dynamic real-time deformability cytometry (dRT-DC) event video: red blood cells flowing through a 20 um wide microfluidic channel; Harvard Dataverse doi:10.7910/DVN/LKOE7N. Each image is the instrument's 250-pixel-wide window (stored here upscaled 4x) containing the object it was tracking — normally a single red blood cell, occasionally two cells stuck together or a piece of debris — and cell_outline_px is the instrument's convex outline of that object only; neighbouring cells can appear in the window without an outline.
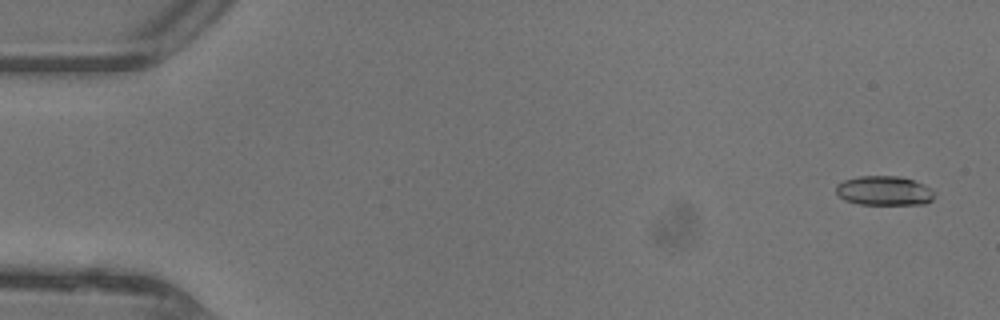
{"species": "common noctule bat (a hibernating species)", "species_latin": "Nyctalus noctula", "temperature_condition": "warm", "stored_images_in_passage": 14, "camera_frame_rate_fps": 3000, "um_per_image_px": 0.085, "animal": {"sex": "female"}, "frame": {"image": 1, "passage_image": 2, "time_ms": 0.333, "image_size_px": [1000, 320], "cell_outline_px": [[932, 200], [924, 204], [860, 204], [844, 200], [836, 192], [836, 184], [844, 180], [860, 176], [896, 176], [912, 180], [924, 184], [932, 192]], "centroid_in_image_um": [75.1, 16.21], "position_along_channel_um": 9.9, "area_um2": 16.59}}
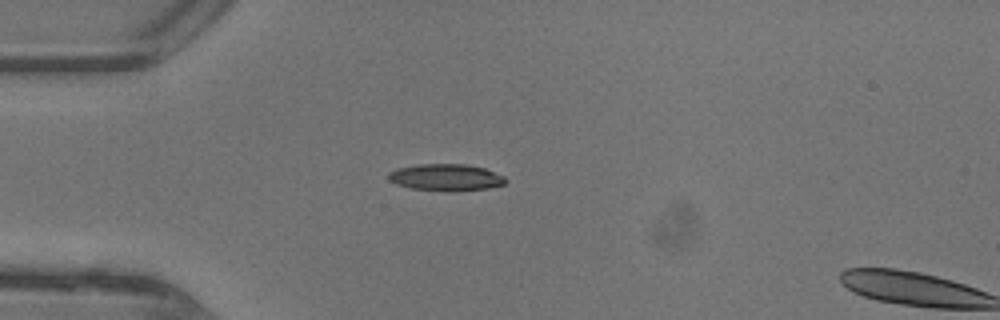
{"frame": {"image": 2, "passage_image": 13, "time_ms": 4.0, "image_size_px": [1000, 320], "cell_outline_px": [[508, 180], [504, 184], [488, 188], [448, 192], [412, 188], [396, 184], [388, 180], [388, 172], [396, 168], [416, 164], [464, 164], [484, 168], [504, 176]], "centroid_in_image_um": [37.88, 15.08], "position_along_channel_um": 47.1, "area_um2": 18.44}}